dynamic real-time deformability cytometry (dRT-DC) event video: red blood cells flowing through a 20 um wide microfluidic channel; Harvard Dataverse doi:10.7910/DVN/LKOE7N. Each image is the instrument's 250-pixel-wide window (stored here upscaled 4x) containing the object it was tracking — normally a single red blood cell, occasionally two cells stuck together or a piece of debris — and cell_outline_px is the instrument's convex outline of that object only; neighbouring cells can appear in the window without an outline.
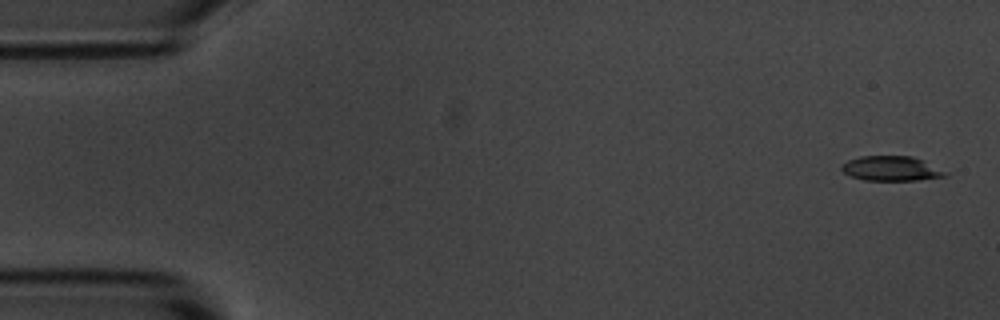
{"species": "common noctule bat (a hibernating species)", "species_latin": "Nyctalus noctula", "temperature_condition": "room temperature", "stored_images_in_passage": 5, "camera_frame_rate_fps": 3000, "um_per_image_px": 0.085, "animal": {"sex": "male", "body_mass_g": 20.1, "forearm_length_mm": 53.5}, "frame": {"image": 1, "passage_image": 1, "time_ms": 0.0, "image_size_px": [1000, 320], "cell_outline_px": [[948, 176], [916, 180], [864, 180], [852, 176], [844, 172], [840, 168], [840, 164], [848, 160], [860, 156], [912, 156], [924, 160], [948, 172]], "centroid_in_image_um": [75.77, 14.31], "position_along_channel_um": 9.2, "area_um2": 15.03}}
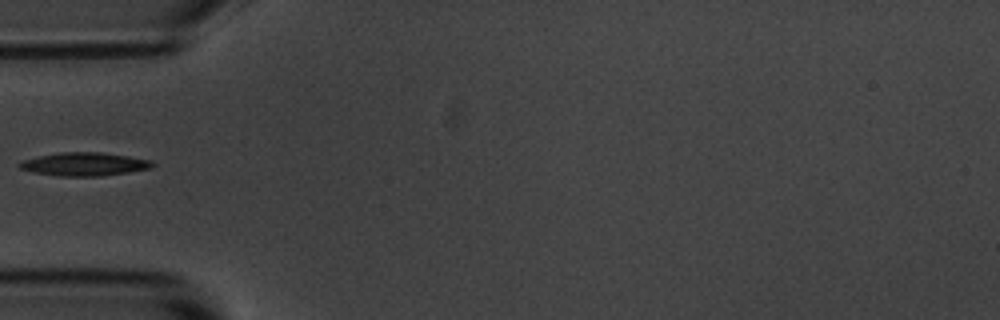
{"frame": {"image": 2, "passage_image": 5, "time_ms": 5.333, "image_size_px": [1000, 320], "cell_outline_px": [[156, 164], [152, 168], [128, 172], [100, 176], [56, 176], [36, 172], [20, 168], [16, 164], [20, 160], [60, 152], [100, 152], [128, 156], [152, 160]], "centroid_in_image_um": [7.18, 13.95], "position_along_channel_um": 77.8, "area_um2": 18.09}}